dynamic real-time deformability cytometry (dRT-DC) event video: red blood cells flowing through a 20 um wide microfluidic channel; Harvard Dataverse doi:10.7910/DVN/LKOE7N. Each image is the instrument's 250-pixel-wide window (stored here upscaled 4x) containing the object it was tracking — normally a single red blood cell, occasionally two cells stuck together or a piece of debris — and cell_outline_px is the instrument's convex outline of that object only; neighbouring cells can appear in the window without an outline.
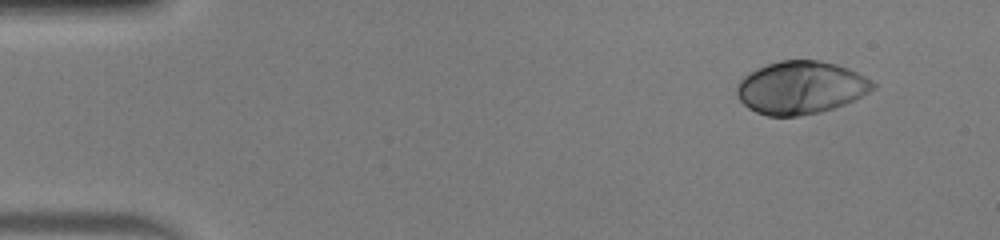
{"species": "human", "species_latin": "Homo sapiens", "temperature_condition": "warm", "stored_images_in_passage": 47, "camera_frame_rate_fps": 3000, "um_per_image_px": 0.085, "donor": {"sex": "male"}, "frame": {"image": 1, "passage_image": 1, "time_ms": 0.0, "image_size_px": [1000, 240], "cell_outline_px": [[876, 88], [844, 104], [820, 112], [800, 116], [768, 116], [756, 112], [748, 108], [736, 96], [736, 84], [748, 72], [768, 64], [780, 60], [820, 60], [836, 64], [848, 68], [872, 80], [876, 84]], "centroid_in_image_um": [68.04, 7.44], "position_along_channel_um": 17.0, "area_um2": 41.91}}
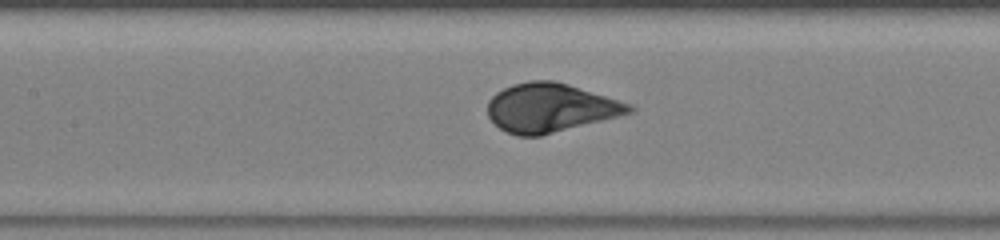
{"frame": {"image": 2, "passage_image": 20, "time_ms": 6.333, "image_size_px": [1000, 240], "cell_outline_px": [[636, 112], [540, 136], [516, 136], [500, 128], [488, 116], [488, 100], [496, 92], [512, 84], [528, 80], [552, 80], [568, 84], [632, 104], [636, 108]], "centroid_in_image_um": [46.8, 9.16], "position_along_channel_um": 160.6, "area_um2": 40.34}}
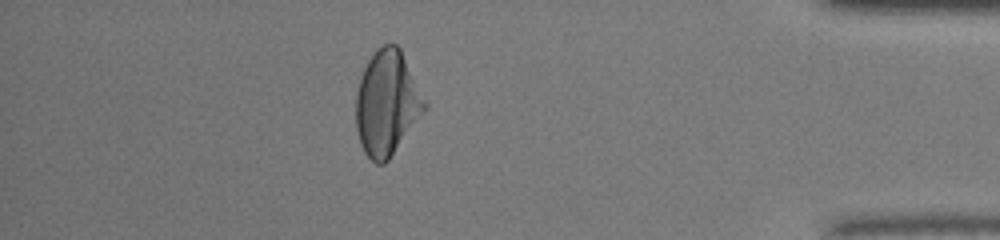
{"frame": {"image": 3, "passage_image": 41, "time_ms": 13.333, "image_size_px": [1000, 240], "cell_outline_px": [[428, 108], [388, 160], [384, 164], [376, 164], [364, 152], [360, 144], [356, 128], [356, 92], [360, 76], [368, 60], [376, 48], [384, 44], [396, 44], [400, 48], [428, 104]], "centroid_in_image_um": [32.89, 8.76], "position_along_channel_um": 402.3, "area_um2": 42.14}, "authors_computed_cell_mechanics": {"area_um2": 41.3848, "velocity_mm_per_s": 4.0393, "shape_relaxation_time_tau1_ms": 2.7842, "shape_relaxation_time_tau2_ms": null, "deformation_change_tau1": 0.1923, "deformation_change_tau2": null}}